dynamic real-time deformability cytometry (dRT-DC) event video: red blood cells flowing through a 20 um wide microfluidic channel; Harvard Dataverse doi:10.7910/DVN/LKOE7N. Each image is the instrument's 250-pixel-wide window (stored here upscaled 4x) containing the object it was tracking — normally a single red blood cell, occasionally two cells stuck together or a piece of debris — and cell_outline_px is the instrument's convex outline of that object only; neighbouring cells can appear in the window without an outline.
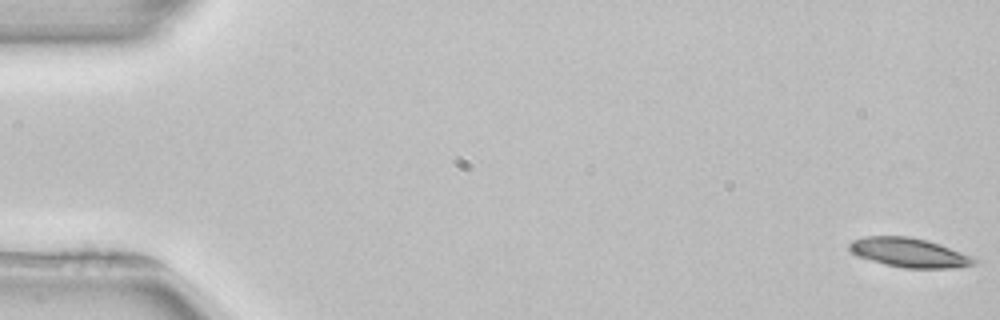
{"species": "common noctule bat (a hibernating species)", "species_latin": "Nyctalus noctula", "temperature_condition": "room temperature", "stored_images_in_passage": 9, "camera_frame_rate_fps": 3000, "um_per_image_px": 0.085, "animal": {"sex": "female", "body_mass_g": 22.7, "forearm_length_mm": 54.2}, "frame": {"image": 1, "passage_image": 1, "time_ms": 0.0, "image_size_px": [1000, 320], "cell_outline_px": [[980, 260], [976, 264], [952, 268], [904, 268], [884, 264], [856, 256], [848, 248], [848, 244], [852, 240], [864, 236], [908, 236], [940, 244], [972, 256]], "centroid_in_image_um": [77.27, 21.47], "position_along_channel_um": 7.7, "area_um2": 21.39}}